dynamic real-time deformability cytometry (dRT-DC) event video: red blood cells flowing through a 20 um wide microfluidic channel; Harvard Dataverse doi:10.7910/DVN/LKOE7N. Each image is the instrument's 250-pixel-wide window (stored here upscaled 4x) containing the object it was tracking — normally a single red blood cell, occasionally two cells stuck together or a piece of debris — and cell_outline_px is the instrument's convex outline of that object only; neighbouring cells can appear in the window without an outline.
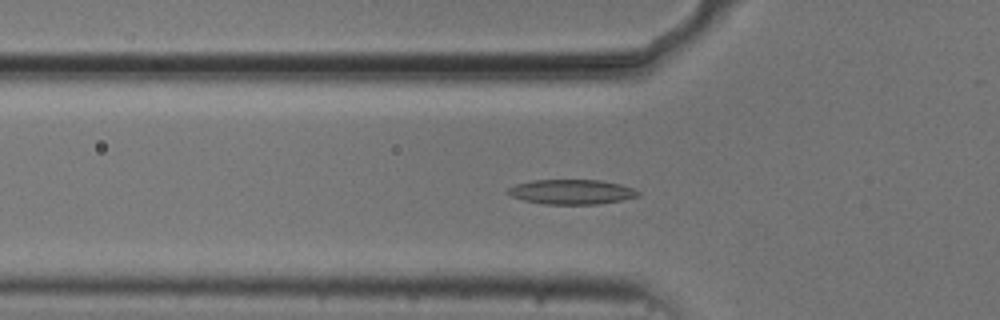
{"species": "common noctule bat (a hibernating species)", "species_latin": "Nyctalus noctula", "temperature_condition": "cold", "stored_images_in_passage": 54, "camera_frame_rate_fps": 3000, "um_per_image_px": 0.085, "animal": {"sex": "male", "body_mass_g": 20.5, "forearm_length_mm": 52.5}, "frame": {"image": 1, "passage_image": 18, "time_ms": 5.667, "image_size_px": [1000, 320], "cell_outline_px": [[640, 196], [620, 200], [596, 204], [544, 204], [524, 200], [512, 196], [508, 192], [508, 188], [516, 184], [532, 180], [600, 180], [620, 184], [632, 188], [640, 192]], "centroid_in_image_um": [48.59, 16.3], "position_along_channel_um": 77.2, "area_um2": 18.61}}
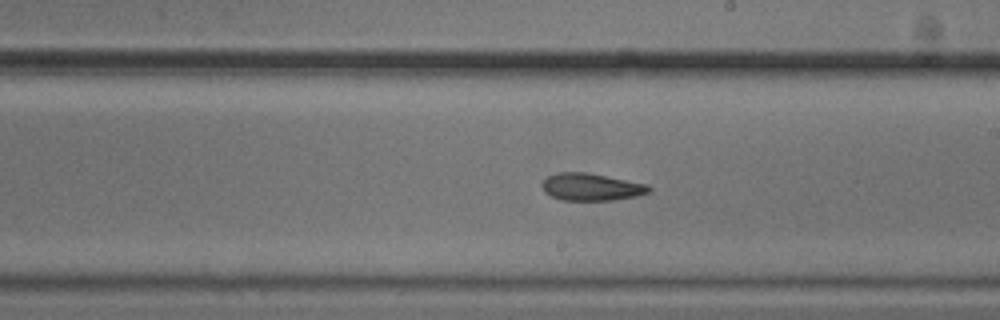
{"frame": {"image": 2, "passage_image": 31, "time_ms": 10.0, "image_size_px": [1000, 320], "cell_outline_px": [[652, 188], [648, 192], [636, 196], [612, 200], [560, 200], [544, 192], [540, 184], [548, 176], [560, 172], [588, 172], [648, 184]], "centroid_in_image_um": [50.24, 15.88], "position_along_channel_um": 238.8, "area_um2": 17.05}}
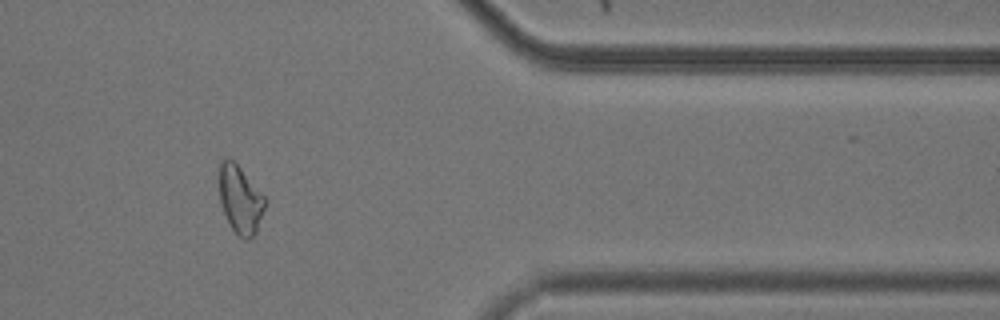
{"frame": {"image": 3, "passage_image": 45, "time_ms": 14.667, "image_size_px": [1000, 320], "cell_outline_px": [[268, 200], [256, 232], [248, 240], [244, 240], [232, 228], [224, 212], [220, 200], [220, 164], [228, 156], [240, 168]], "centroid_in_image_um": [20.45, 16.98], "position_along_channel_um": 390.9, "area_um2": 17.74}, "authors_computed_cell_mechanics": {"area_um2": 18.1492, "velocity_mm_per_s": 3.7058, "shape_relaxation_time_tau1_ms": null, "shape_relaxation_time_tau2_ms": 6.2453, "deformation_change_tau1": null, "deformation_change_tau2": 0.1405}}